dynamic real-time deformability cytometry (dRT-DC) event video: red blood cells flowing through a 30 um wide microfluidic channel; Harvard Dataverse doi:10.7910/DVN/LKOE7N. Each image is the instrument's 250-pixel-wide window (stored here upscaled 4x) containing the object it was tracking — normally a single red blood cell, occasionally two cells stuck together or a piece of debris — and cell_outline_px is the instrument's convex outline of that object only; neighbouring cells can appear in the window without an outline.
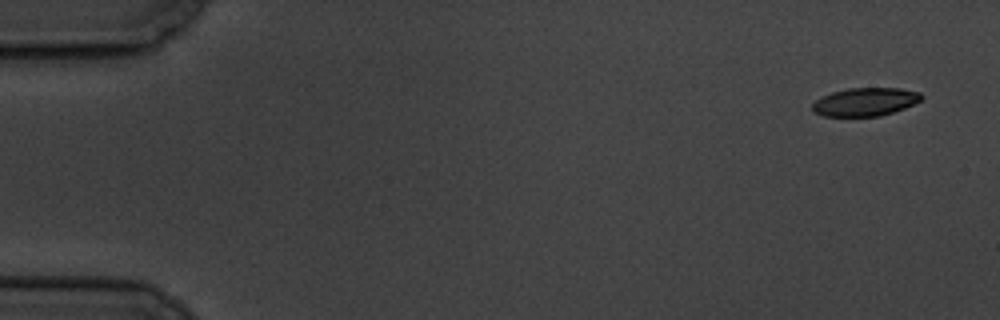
{"species": "common noctule bat (a hibernating species)", "species_latin": "Nyctalus noctula", "temperature_condition": "cold", "stored_images_in_passage": 5, "camera_frame_rate_fps": 3000, "um_per_image_px": 0.085, "animal": {"sex": "male", "body_mass_g": 19.5, "forearm_length_mm": 54.6}, "frame": {"image": 1, "passage_image": 1, "time_ms": 0.0, "image_size_px": [1000, 320], "cell_outline_px": [[924, 96], [920, 100], [904, 108], [880, 116], [824, 116], [812, 112], [812, 104], [820, 96], [832, 92], [848, 88], [900, 88], [920, 92]], "centroid_in_image_um": [73.51, 8.65], "position_along_channel_um": 11.5, "area_um2": 17.98}}
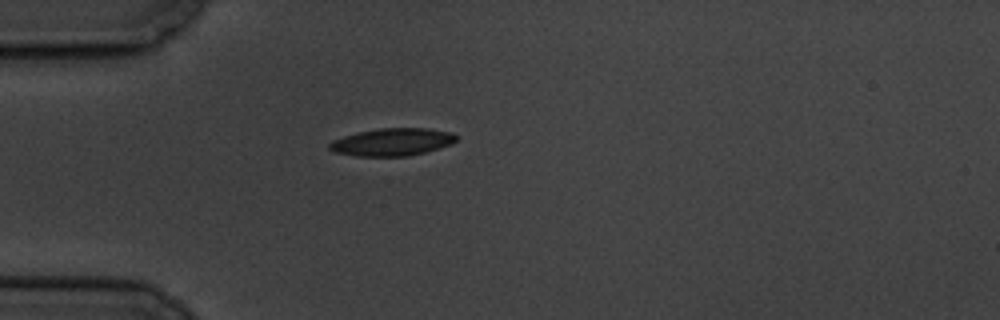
{"frame": {"image": 2, "passage_image": 5, "time_ms": 4.667, "image_size_px": [1000, 320], "cell_outline_px": [[456, 140], [452, 144], [440, 148], [408, 156], [356, 156], [332, 152], [328, 148], [328, 144], [332, 140], [344, 136], [360, 132], [380, 128], [428, 128], [452, 132], [456, 136]], "centroid_in_image_um": [33.32, 12.07], "position_along_channel_um": 51.7, "area_um2": 20.4}}